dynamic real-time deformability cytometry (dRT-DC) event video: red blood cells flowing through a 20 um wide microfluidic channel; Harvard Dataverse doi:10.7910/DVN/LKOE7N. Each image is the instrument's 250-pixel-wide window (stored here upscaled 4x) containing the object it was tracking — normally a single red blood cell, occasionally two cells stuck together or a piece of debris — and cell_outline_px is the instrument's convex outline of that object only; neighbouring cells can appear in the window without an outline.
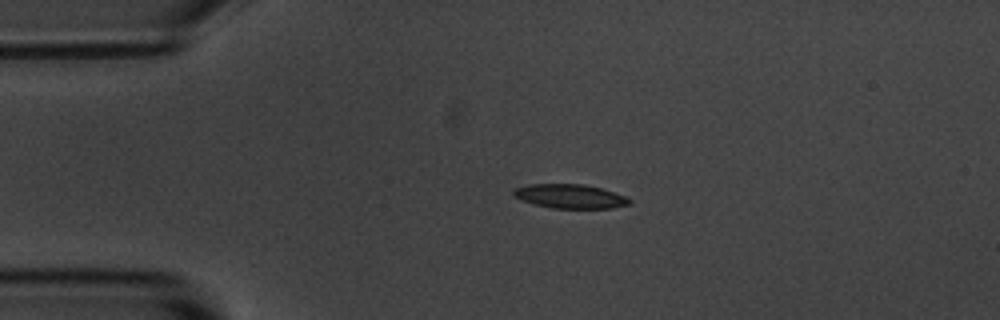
{"species": "common noctule bat (a hibernating species)", "species_latin": "Nyctalus noctula", "temperature_condition": "room temperature", "stored_images_in_passage": 3, "camera_frame_rate_fps": 3000, "um_per_image_px": 0.085, "animal": {"sex": "male", "body_mass_g": 20.1, "forearm_length_mm": 53.5}, "frame": {"image": 1, "passage_image": 2, "time_ms": 2.333, "image_size_px": [1000, 320], "cell_outline_px": [[632, 204], [612, 208], [552, 208], [536, 204], [512, 196], [512, 192], [516, 188], [528, 184], [584, 184], [600, 188], [624, 196], [632, 200]], "centroid_in_image_um": [48.47, 16.68], "position_along_channel_um": 36.5, "area_um2": 16.13}}